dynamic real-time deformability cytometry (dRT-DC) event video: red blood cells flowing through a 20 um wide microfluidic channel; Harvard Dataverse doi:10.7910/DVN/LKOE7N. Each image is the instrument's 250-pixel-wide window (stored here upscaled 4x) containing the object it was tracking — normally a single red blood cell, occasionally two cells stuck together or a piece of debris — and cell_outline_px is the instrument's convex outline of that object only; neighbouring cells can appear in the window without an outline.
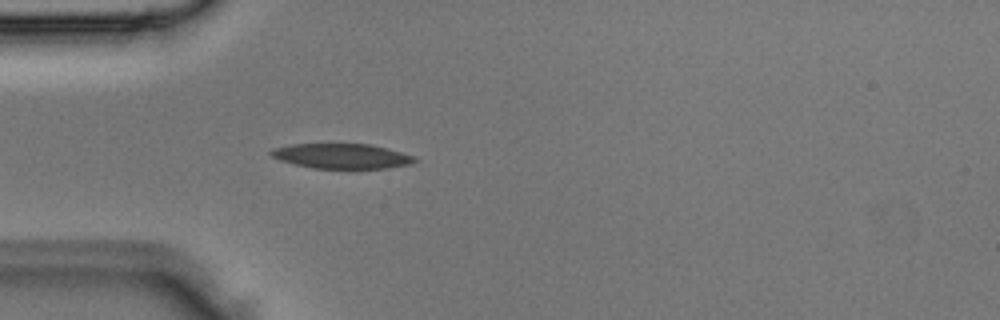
{"species": "Egyptian fruit bat (a non-hibernating species)", "species_latin": "Rousettus aegyptiacus", "temperature_condition": "room temperature", "stored_images_in_passage": 3, "camera_frame_rate_fps": 3000, "um_per_image_px": 0.085, "animal": {"sex": "male"}, "frame": {"image": 1, "passage_image": 3, "time_ms": 0.667, "image_size_px": [1000, 320], "cell_outline_px": [[420, 160], [412, 164], [388, 168], [312, 168], [280, 160], [272, 156], [268, 152], [272, 148], [292, 144], [372, 144], [388, 148], [416, 156]], "centroid_in_image_um": [29.11, 13.26], "position_along_channel_um": 55.9, "area_um2": 21.04}}